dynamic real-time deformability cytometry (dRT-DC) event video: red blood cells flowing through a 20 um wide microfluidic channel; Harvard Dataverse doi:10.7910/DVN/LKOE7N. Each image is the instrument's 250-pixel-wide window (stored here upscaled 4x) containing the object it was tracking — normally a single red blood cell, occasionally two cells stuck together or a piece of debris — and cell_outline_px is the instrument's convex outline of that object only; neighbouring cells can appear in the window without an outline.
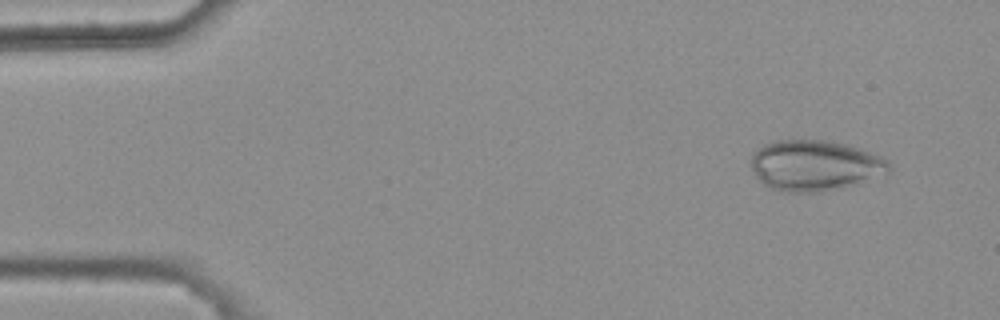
{"species": "common noctule bat (a hibernating species)", "species_latin": "Nyctalus noctula", "temperature_condition": "warm", "stored_images_in_passage": 5, "camera_frame_rate_fps": 3000, "um_per_image_px": 0.085, "animal": {"sex": "female", "body_mass_g": 25.1}, "frame": {"image": 1, "passage_image": 1, "time_ms": 0.0, "image_size_px": [1000, 320], "cell_outline_px": [[892, 168], [888, 172], [816, 192], [780, 192], [764, 184], [760, 180], [752, 168], [752, 156], [756, 148], [764, 144], [776, 140], [828, 140], [848, 144], [860, 148], [880, 156], [888, 160]], "centroid_in_image_um": [69.2, 14.01], "position_along_channel_um": 15.8, "area_um2": 39.82}}